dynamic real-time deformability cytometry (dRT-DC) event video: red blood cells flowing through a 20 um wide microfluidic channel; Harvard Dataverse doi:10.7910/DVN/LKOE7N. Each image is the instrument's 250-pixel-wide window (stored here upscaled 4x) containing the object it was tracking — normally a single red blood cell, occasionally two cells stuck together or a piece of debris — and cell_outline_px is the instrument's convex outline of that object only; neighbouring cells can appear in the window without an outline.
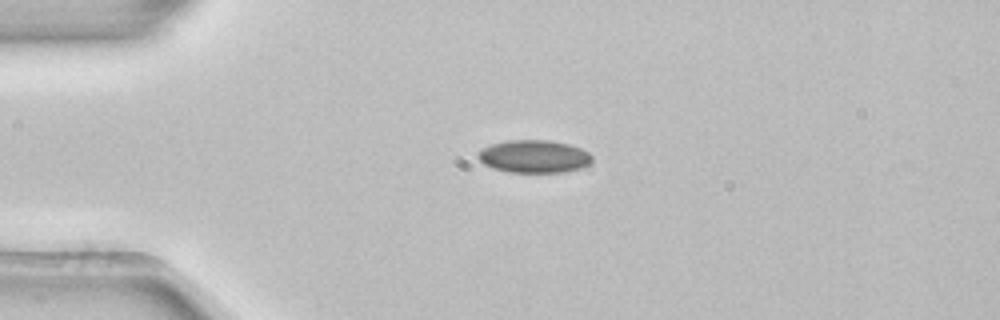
{"species": "common noctule bat (a hibernating species)", "species_latin": "Nyctalus noctula", "temperature_condition": "room temperature", "stored_images_in_passage": 2, "camera_frame_rate_fps": 3000, "um_per_image_px": 0.085, "animal": {"sex": "female", "body_mass_g": 22.7, "forearm_length_mm": 54.2}, "frame": {"image": 1, "passage_image": 1, "time_ms": 0.0, "image_size_px": [1000, 320], "cell_outline_px": [[592, 160], [588, 164], [580, 168], [564, 172], [508, 172], [492, 168], [484, 164], [476, 156], [484, 148], [492, 144], [508, 140], [552, 140], [568, 144], [580, 148], [588, 152], [592, 156]], "centroid_in_image_um": [45.4, 13.3], "position_along_channel_um": 39.6, "area_um2": 21.68}}
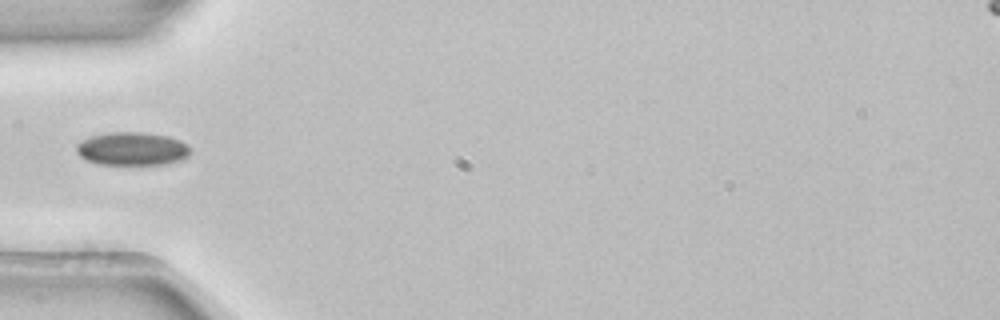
{"frame": {"image": 2, "passage_image": 2, "time_ms": 0.333, "image_size_px": [1000, 320], "cell_outline_px": [[192, 152], [188, 156], [180, 160], [164, 164], [100, 164], [84, 160], [76, 152], [76, 144], [92, 136], [112, 132], [144, 132], [168, 136], [180, 140], [188, 144], [192, 148]], "centroid_in_image_um": [11.27, 12.64], "position_along_channel_um": 73.7, "area_um2": 22.2}}